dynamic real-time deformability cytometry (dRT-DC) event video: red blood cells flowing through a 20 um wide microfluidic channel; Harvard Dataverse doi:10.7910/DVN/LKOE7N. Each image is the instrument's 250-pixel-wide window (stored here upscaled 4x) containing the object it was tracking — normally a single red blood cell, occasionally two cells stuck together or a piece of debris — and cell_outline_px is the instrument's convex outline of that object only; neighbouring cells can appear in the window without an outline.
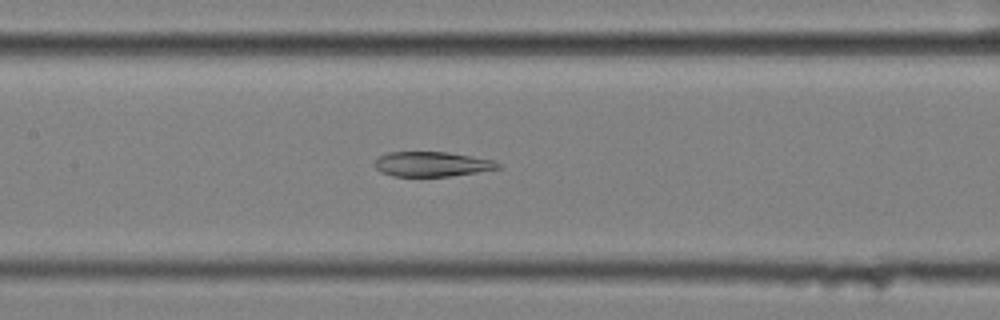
{"species": "common noctule bat (a hibernating species)", "species_latin": "Nyctalus noctula", "temperature_condition": "cold", "stored_images_in_passage": 56, "camera_frame_rate_fps": 3000, "um_per_image_px": 0.085, "animal": {"sex": "female", "body_mass_g": 25.1}, "frame": {"image": 1, "passage_image": 26, "time_ms": 8.333, "image_size_px": [1000, 320], "cell_outline_px": [[500, 168], [476, 172], [448, 176], [392, 176], [380, 172], [372, 164], [380, 156], [388, 152], [448, 152], [496, 160], [500, 164]], "centroid_in_image_um": [36.7, 13.94], "position_along_channel_um": 170.7, "area_um2": 17.86}}
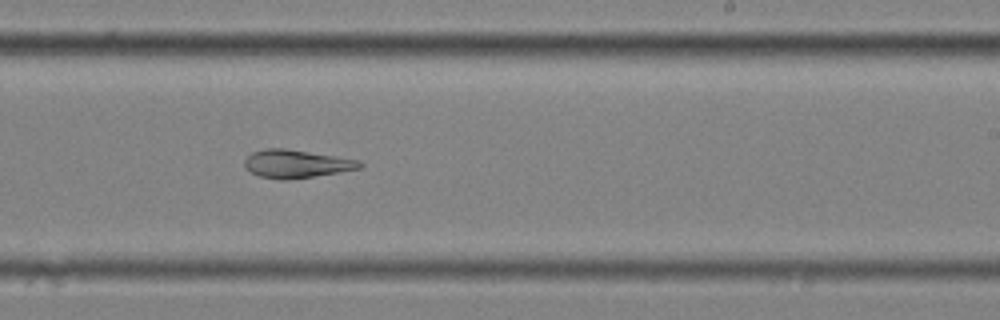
{"frame": {"image": 2, "passage_image": 34, "time_ms": 11.0, "image_size_px": [1000, 320], "cell_outline_px": [[364, 164], [360, 168], [288, 180], [280, 180], [260, 176], [252, 172], [244, 164], [244, 160], [252, 152], [264, 148], [284, 148], [360, 160]], "centroid_in_image_um": [25.17, 13.91], "position_along_channel_um": 263.8, "area_um2": 18.55}}
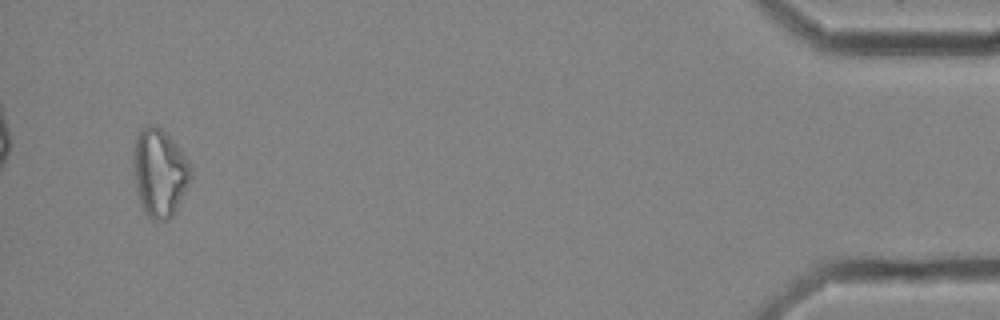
{"frame": {"image": 3, "passage_image": 54, "time_ms": 17.667, "image_size_px": [1000, 320], "cell_outline_px": [[192, 176], [176, 212], [168, 220], [156, 220], [148, 216], [144, 212], [140, 204], [136, 188], [132, 160], [132, 152], [136, 136], [148, 124], [156, 124], [172, 140], [188, 160], [192, 168]], "centroid_in_image_um": [13.55, 14.69], "position_along_channel_um": 421.6, "area_um2": 29.54}, "authors_computed_cell_mechanics": {"area_um2": 23.8425, "velocity_mm_per_s": 3.4977, "shape_relaxation_time_tau1_ms": null, "shape_relaxation_time_tau2_ms": 9.1986, "deformation_change_tau1": null, "deformation_change_tau2": 0.1745}}